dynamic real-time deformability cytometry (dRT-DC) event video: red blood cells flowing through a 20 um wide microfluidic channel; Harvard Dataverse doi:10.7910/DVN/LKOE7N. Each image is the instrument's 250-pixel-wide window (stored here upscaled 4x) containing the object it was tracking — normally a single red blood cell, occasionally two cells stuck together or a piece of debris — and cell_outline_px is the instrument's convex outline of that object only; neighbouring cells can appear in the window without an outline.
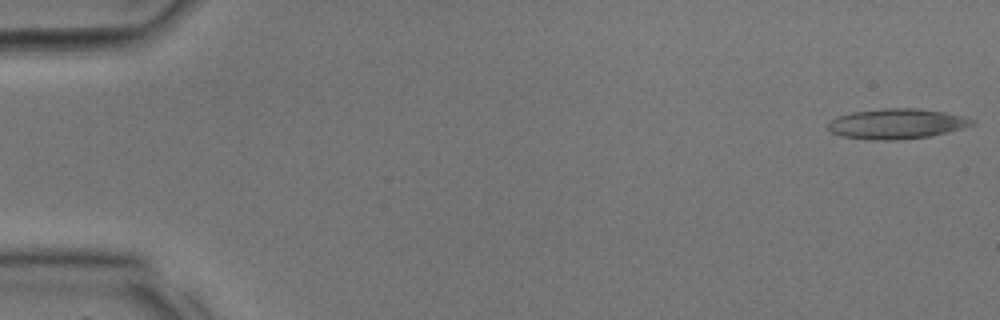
{"species": "common noctule bat (a hibernating species)", "species_latin": "Nyctalus noctula", "temperature_condition": "room temperature", "stored_images_in_passage": 6, "camera_frame_rate_fps": 3000, "um_per_image_px": 0.085, "animal": {"sex": "male", "body_mass_g": 17.9, "forearm_length_mm": 54.2}, "frame": {"image": 1, "passage_image": 1, "time_ms": 0.0, "image_size_px": [1000, 320], "cell_outline_px": [[976, 124], [964, 128], [948, 132], [928, 136], [896, 140], [872, 140], [840, 136], [832, 132], [828, 128], [828, 124], [832, 120], [840, 116], [852, 112], [884, 108], [920, 108], [944, 112], [964, 116], [976, 120]], "centroid_in_image_um": [76.27, 10.52], "position_along_channel_um": 8.7, "area_um2": 25.37}}